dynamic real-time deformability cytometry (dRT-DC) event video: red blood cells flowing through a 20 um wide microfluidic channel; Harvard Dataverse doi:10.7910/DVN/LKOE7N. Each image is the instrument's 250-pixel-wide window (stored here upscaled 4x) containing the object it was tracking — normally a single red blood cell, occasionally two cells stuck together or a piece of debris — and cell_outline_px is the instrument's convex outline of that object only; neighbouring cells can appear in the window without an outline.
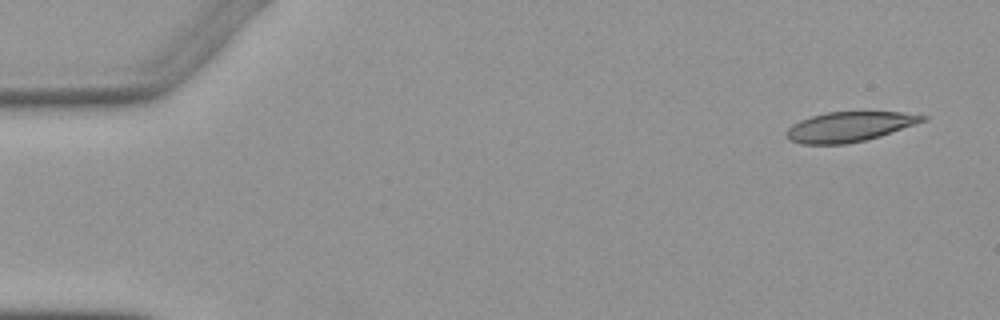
{"species": "Egyptian fruit bat (a non-hibernating species)", "species_latin": "Rousettus aegyptiacus", "temperature_condition": "warm", "stored_images_in_passage": 4, "camera_frame_rate_fps": 3000, "um_per_image_px": 0.085, "animal": {"sex": "female"}, "frame": {"image": 1, "passage_image": 1, "time_ms": 0.0, "image_size_px": [1000, 320], "cell_outline_px": [[928, 120], [880, 136], [848, 144], [800, 144], [788, 140], [784, 136], [784, 132], [792, 124], [800, 120], [812, 116], [828, 112], [900, 112], [928, 116]], "centroid_in_image_um": [72.15, 10.78], "position_along_channel_um": 12.8, "area_um2": 23.81}}
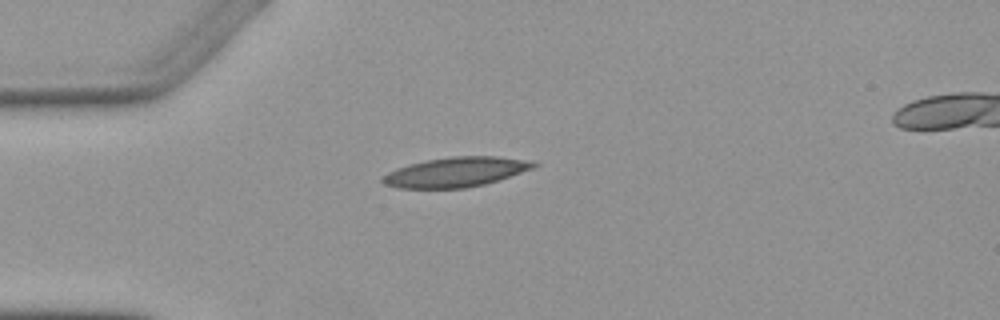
{"frame": {"image": 2, "passage_image": 4, "time_ms": 3.667, "image_size_px": [1000, 320], "cell_outline_px": [[540, 164], [532, 168], [484, 184], [464, 188], [400, 188], [384, 184], [380, 180], [388, 172], [396, 168], [424, 160], [452, 156], [500, 156], [524, 160]], "centroid_in_image_um": [38.69, 14.62], "position_along_channel_um": 46.3, "area_um2": 25.84}}